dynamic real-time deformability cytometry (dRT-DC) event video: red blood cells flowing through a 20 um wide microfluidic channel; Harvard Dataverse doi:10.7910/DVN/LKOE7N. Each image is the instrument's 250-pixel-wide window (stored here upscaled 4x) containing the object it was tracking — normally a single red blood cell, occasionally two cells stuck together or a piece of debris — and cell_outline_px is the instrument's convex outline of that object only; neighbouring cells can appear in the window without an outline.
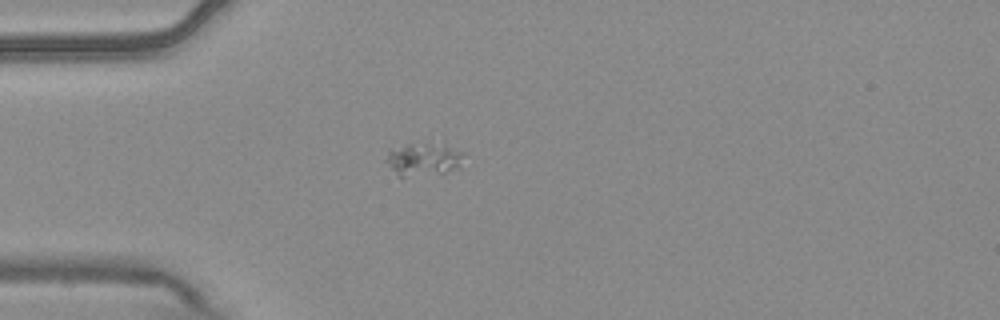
{"species": "common noctule bat (a hibernating species)", "species_latin": "Nyctalus noctula", "temperature_condition": "warm", "stored_images_in_passage": 4, "camera_frame_rate_fps": 3000, "um_per_image_px": 0.085, "animal": {"sex": "male", "body_mass_g": 20.4}, "frame": {"image": 1, "passage_image": 4, "time_ms": 1.0, "image_size_px": [1000, 320], "cell_outline_px": [[464, 152], [460, 168], [444, 172], [404, 176], [396, 176], [384, 160], [388, 148], [408, 144], [444, 144]], "centroid_in_image_um": [35.95, 13.52], "position_along_channel_um": 49.1, "area_um2": 14.91}}